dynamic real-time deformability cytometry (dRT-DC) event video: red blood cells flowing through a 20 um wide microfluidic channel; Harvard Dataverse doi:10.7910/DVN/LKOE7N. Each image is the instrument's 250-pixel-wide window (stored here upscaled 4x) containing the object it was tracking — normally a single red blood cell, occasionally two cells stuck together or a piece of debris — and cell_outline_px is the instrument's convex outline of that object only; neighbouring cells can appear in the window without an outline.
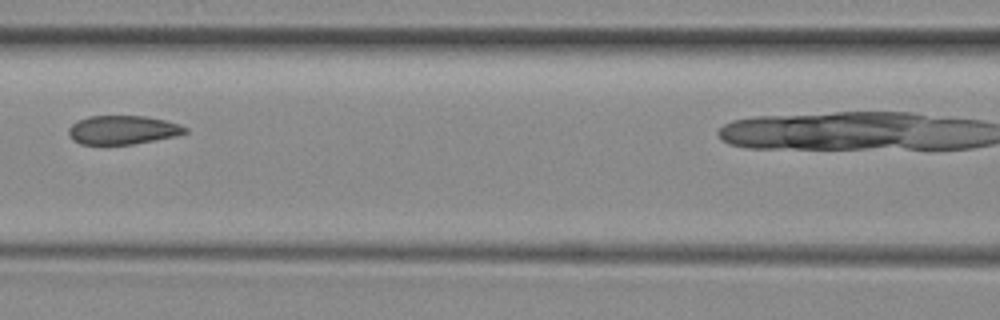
{"species": "common noctule bat (a hibernating species)", "species_latin": "Nyctalus noctula", "temperature_condition": "room temperature", "stored_images_in_passage": 6, "camera_frame_rate_fps": 3000, "um_per_image_px": 0.085, "animal": {"sex": "female", "body_mass_g": 29.2, "forearm_length_mm": 56.3}, "frame": {"image": 1, "passage_image": 4, "time_ms": 3.333, "image_size_px": [1000, 320], "cell_outline_px": [[188, 132], [172, 136], [132, 144], [80, 144], [72, 140], [68, 132], [68, 128], [72, 124], [88, 116], [148, 116], [180, 124], [188, 128]], "centroid_in_image_um": [10.41, 11.03], "position_along_channel_um": 156.2, "area_um2": 19.36}}
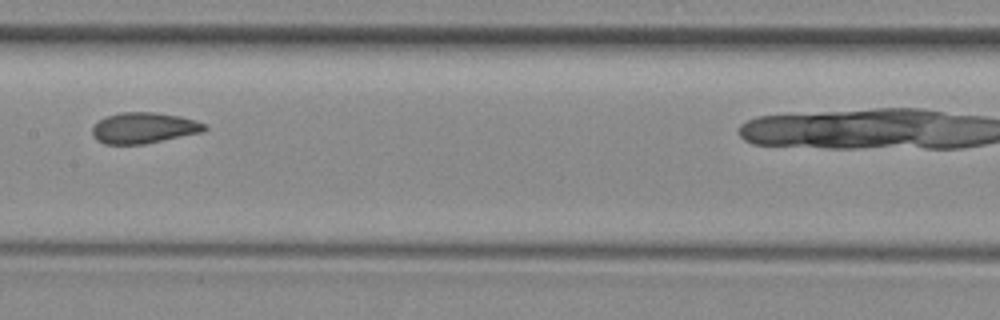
{"frame": {"image": 2, "passage_image": 5, "time_ms": 4.333, "image_size_px": [1000, 320], "cell_outline_px": [[208, 128], [204, 132], [144, 144], [104, 144], [96, 140], [92, 136], [92, 128], [100, 120], [108, 116], [120, 112], [156, 112], [180, 116], [196, 120], [204, 124]], "centroid_in_image_um": [12.24, 10.88], "position_along_channel_um": 195.2, "area_um2": 20.29}}